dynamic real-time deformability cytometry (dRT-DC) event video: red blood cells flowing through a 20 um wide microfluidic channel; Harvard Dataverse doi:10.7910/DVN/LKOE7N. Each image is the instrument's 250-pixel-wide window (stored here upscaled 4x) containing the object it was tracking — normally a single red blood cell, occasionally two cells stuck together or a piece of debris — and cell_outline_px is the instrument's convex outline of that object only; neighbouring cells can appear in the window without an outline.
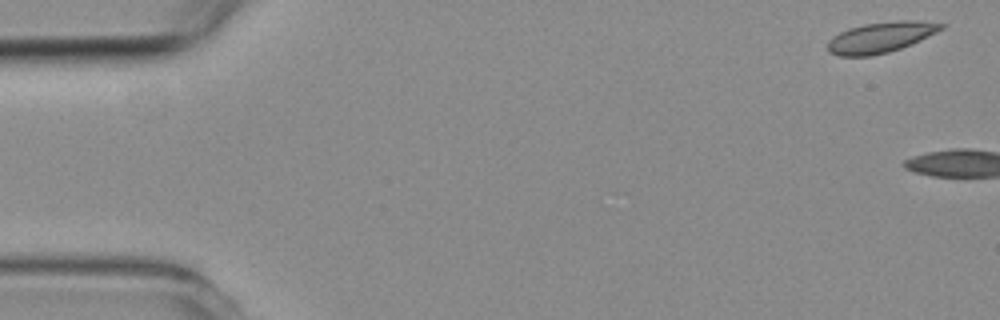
{"species": "common noctule bat (a hibernating species)", "species_latin": "Nyctalus noctula", "temperature_condition": "room temperature", "stored_images_in_passage": 5, "camera_frame_rate_fps": 3000, "um_per_image_px": 0.085, "animal": {"sex": "female", "body_mass_g": 19.3, "forearm_length_mm": 54.1}, "frame": {"image": 1, "passage_image": 1, "time_ms": 0.0, "image_size_px": [1000, 320], "cell_outline_px": [[944, 28], [912, 44], [888, 52], [868, 56], [840, 56], [828, 52], [828, 40], [832, 36], [848, 28], [864, 24], [896, 20], [916, 20], [944, 24]], "centroid_in_image_um": [74.83, 3.17], "position_along_channel_um": 10.2, "area_um2": 20.23}}
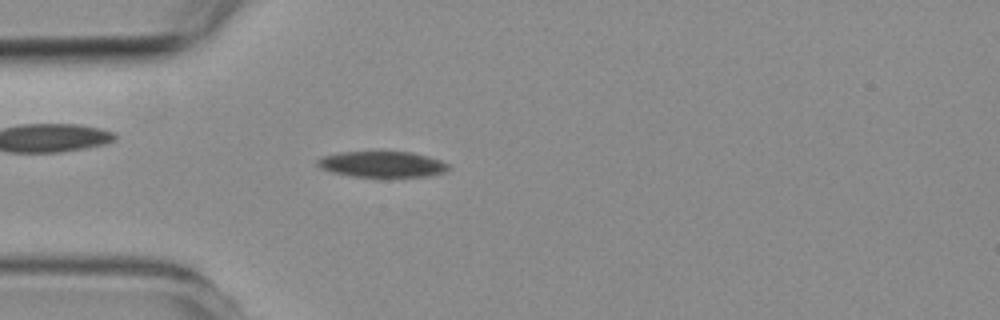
{"frame": {"image": 2, "passage_image": 5, "time_ms": 5.667, "image_size_px": [1000, 320], "cell_outline_px": [[452, 168], [448, 172], [428, 176], [352, 176], [332, 172], [320, 168], [316, 164], [316, 160], [320, 156], [340, 152], [376, 148], [412, 152], [428, 156], [440, 160], [448, 164]], "centroid_in_image_um": [32.47, 13.9], "position_along_channel_um": 52.5, "area_um2": 20.87}}